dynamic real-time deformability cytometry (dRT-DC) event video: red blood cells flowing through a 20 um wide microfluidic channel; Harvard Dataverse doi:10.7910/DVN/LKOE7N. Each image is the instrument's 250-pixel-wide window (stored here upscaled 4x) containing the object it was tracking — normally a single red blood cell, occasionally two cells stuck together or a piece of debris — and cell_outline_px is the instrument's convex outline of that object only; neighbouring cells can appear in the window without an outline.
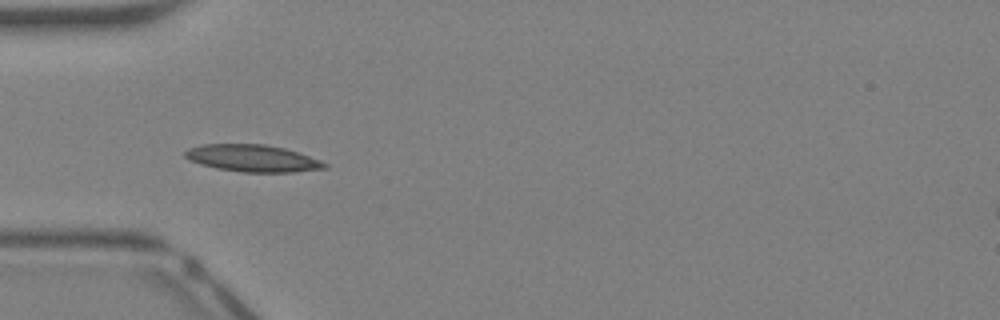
{"species": "Egyptian fruit bat (a non-hibernating species)", "species_latin": "Rousettus aegyptiacus", "temperature_condition": "warm", "stored_images_in_passage": 32, "camera_frame_rate_fps": 3000, "um_per_image_px": 0.085, "animal": {"sex": "female"}, "frame": {"image": 1, "passage_image": 5, "time_ms": 1.333, "image_size_px": [1000, 320], "cell_outline_px": [[328, 168], [292, 172], [240, 172], [216, 168], [200, 164], [188, 160], [184, 156], [184, 152], [188, 148], [204, 144], [264, 144], [284, 148], [320, 160], [328, 164]], "centroid_in_image_um": [21.44, 13.45], "position_along_channel_um": 63.6, "area_um2": 21.96}, "authors_computed_cell_mechanics": {"area_um2": 23.0911, "velocity_mm_per_s": 4.8579, "shape_relaxation_time_tau1_ms": 1.6596, "shape_relaxation_time_tau2_ms": null, "deformation_change_tau1": 0.0722, "deformation_change_tau2": null}}